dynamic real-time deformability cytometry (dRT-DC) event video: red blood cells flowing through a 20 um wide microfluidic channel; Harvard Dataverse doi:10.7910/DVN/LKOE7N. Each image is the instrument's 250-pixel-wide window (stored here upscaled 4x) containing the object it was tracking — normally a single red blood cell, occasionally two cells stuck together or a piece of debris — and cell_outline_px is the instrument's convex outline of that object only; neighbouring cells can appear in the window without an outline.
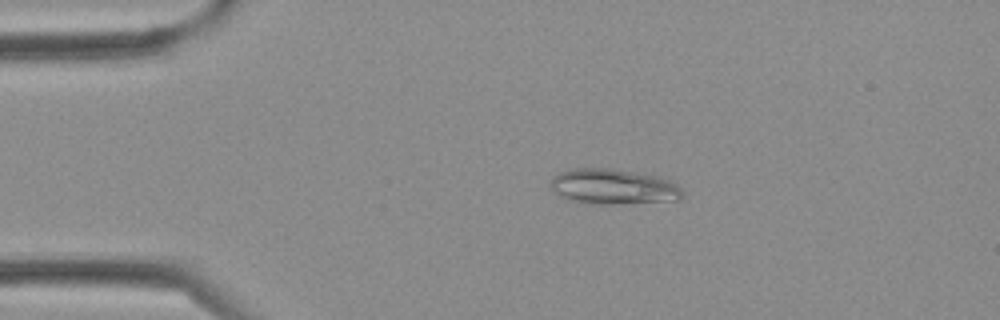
{"species": "Egyptian fruit bat (a non-hibernating species)", "species_latin": "Rousettus aegyptiacus", "temperature_condition": "cold", "stored_images_in_passage": 3, "camera_frame_rate_fps": 3000, "um_per_image_px": 0.085, "frame": {"image": 1, "passage_image": 2, "time_ms": 0.333, "image_size_px": [1000, 320], "cell_outline_px": [[684, 196], [680, 200], [620, 204], [588, 204], [572, 200], [560, 196], [548, 184], [552, 176], [560, 172], [572, 168], [612, 168], [636, 172], [656, 176], [668, 180], [676, 184], [684, 192]], "centroid_in_image_um": [52.12, 15.87], "position_along_channel_um": 32.9, "area_um2": 27.46}}